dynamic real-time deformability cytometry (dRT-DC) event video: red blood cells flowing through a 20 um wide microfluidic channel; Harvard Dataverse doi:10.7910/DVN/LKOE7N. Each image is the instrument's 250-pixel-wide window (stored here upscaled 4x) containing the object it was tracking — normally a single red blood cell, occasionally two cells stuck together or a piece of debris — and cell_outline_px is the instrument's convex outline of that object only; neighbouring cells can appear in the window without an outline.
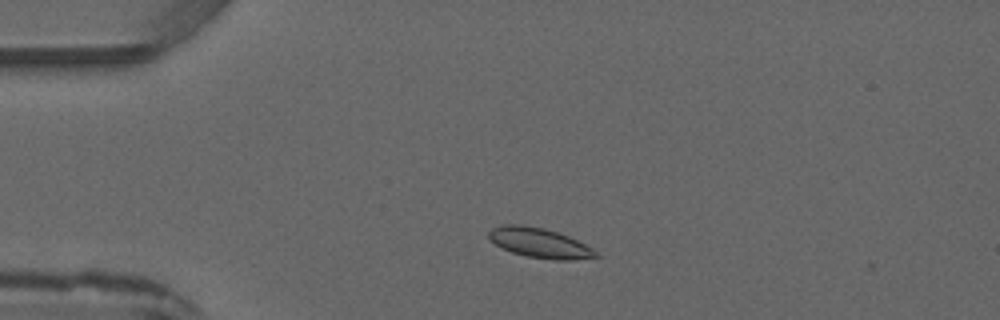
{"species": "common noctule bat (a hibernating species)", "species_latin": "Nyctalus noctula", "temperature_condition": "warm", "stored_images_in_passage": 4, "camera_frame_rate_fps": 3000, "um_per_image_px": 0.085, "animal": {"sex": "male", "forearm_length_mm": 52.5}, "frame": {"image": 1, "passage_image": 2, "time_ms": 1.0, "image_size_px": [1000, 320], "cell_outline_px": [[600, 256], [568, 260], [552, 260], [528, 256], [512, 252], [496, 244], [488, 236], [488, 232], [492, 228], [504, 224], [520, 224], [544, 228], [568, 236], [592, 248]], "centroid_in_image_um": [45.85, 20.64], "position_along_channel_um": 39.1, "area_um2": 18.26}}
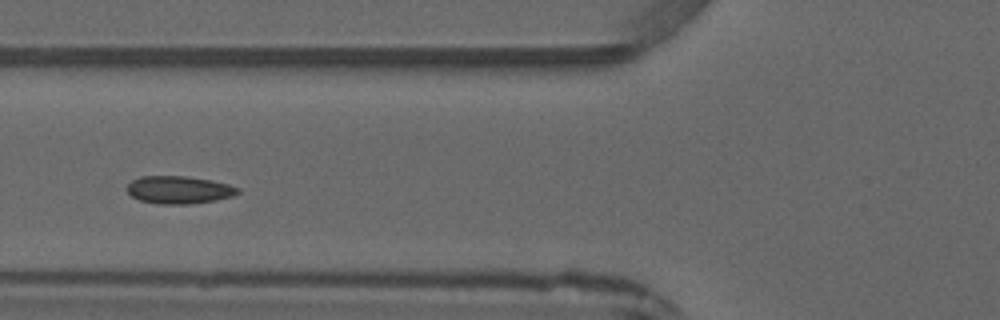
{"frame": {"image": 2, "passage_image": 4, "time_ms": 3.333, "image_size_px": [1000, 320], "cell_outline_px": [[240, 192], [232, 196], [216, 200], [188, 204], [160, 204], [140, 200], [132, 196], [128, 192], [128, 184], [132, 180], [140, 176], [188, 176], [212, 180], [228, 184], [240, 188]], "centroid_in_image_um": [15.23, 16.13], "position_along_channel_um": 110.6, "area_um2": 17.86}}